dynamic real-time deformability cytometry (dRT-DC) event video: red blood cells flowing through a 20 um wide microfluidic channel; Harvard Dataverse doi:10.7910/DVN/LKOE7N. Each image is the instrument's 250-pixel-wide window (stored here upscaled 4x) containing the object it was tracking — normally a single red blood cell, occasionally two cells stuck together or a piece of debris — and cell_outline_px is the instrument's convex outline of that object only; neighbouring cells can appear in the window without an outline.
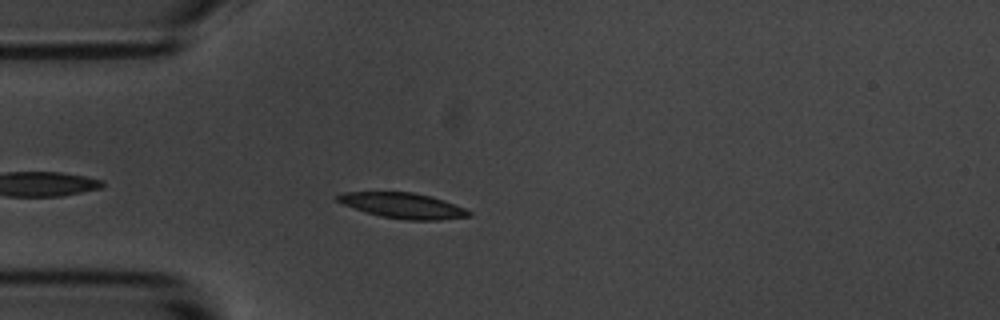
{"species": "common noctule bat (a hibernating species)", "species_latin": "Nyctalus noctula", "temperature_condition": "room temperature", "stored_images_in_passage": 14, "camera_frame_rate_fps": 3000, "um_per_image_px": 0.085, "animal": {"sex": "male", "body_mass_g": 20.1, "forearm_length_mm": 53.5}, "frame": {"image": 1, "passage_image": 3, "time_ms": 3.333, "image_size_px": [1000, 320], "cell_outline_px": [[472, 216], [440, 220], [404, 220], [380, 216], [344, 204], [336, 200], [332, 196], [344, 192], [412, 192], [432, 196], [444, 200], [464, 208], [472, 212]], "centroid_in_image_um": [34.27, 17.47], "position_along_channel_um": 50.7, "area_um2": 19.48}}
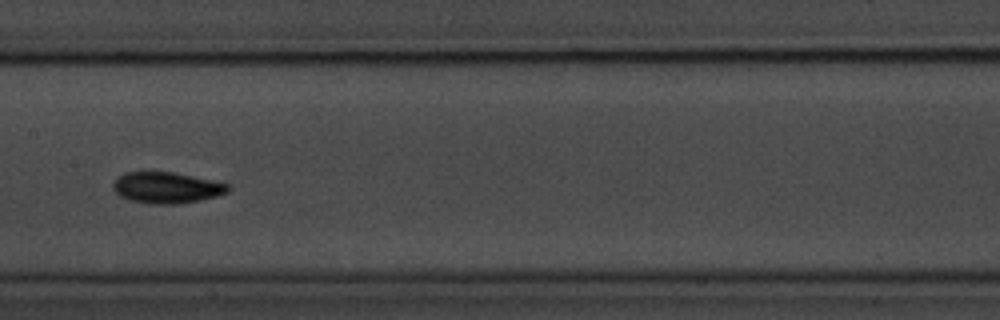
{"frame": {"image": 2, "passage_image": 7, "time_ms": 7.667, "image_size_px": [1000, 320], "cell_outline_px": [[232, 188], [228, 192], [220, 196], [180, 204], [152, 204], [128, 200], [120, 196], [112, 188], [112, 184], [124, 172], [172, 172], [192, 176], [228, 184]], "centroid_in_image_um": [14.18, 15.97], "position_along_channel_um": 193.2, "area_um2": 20.92}}
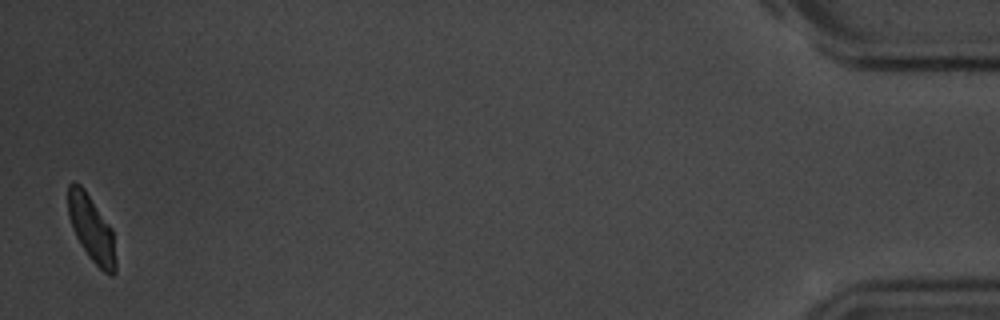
{"frame": {"image": 3, "passage_image": 14, "time_ms": 17.0, "image_size_px": [1000, 320], "cell_outline_px": [[116, 272], [112, 276], [104, 272], [88, 256], [80, 244], [72, 228], [68, 216], [68, 184], [72, 180], [80, 184], [84, 188], [112, 228], [116, 260]], "centroid_in_image_um": [7.77, 19.42], "position_along_channel_um": 427.4, "area_um2": 18.5}, "authors_computed_cell_mechanics": {"area_um2": 19.5075, "velocity_mm_per_s": 3.4972, "shape_relaxation_time_tau1_ms": 2.7346, "shape_relaxation_time_tau2_ms": 3.3016, "deformation_change_tau1": 0.1285, "deformation_change_tau2": 0.0782}}